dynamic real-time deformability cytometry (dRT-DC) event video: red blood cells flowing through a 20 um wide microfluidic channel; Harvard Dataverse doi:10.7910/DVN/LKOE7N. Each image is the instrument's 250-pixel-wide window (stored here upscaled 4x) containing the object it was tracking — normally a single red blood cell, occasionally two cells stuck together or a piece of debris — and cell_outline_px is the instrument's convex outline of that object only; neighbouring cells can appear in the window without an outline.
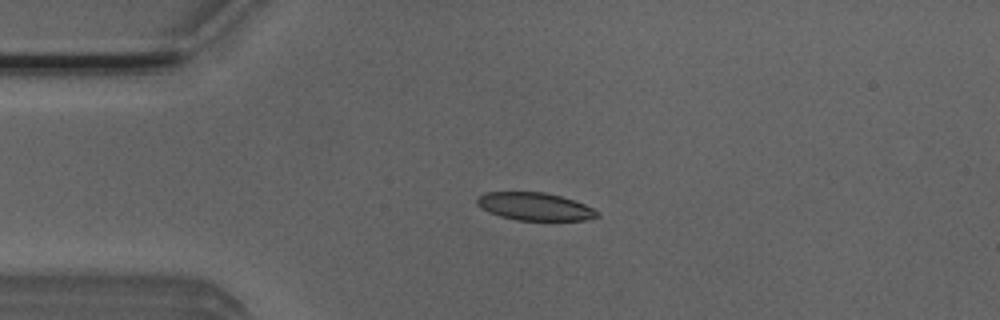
{"species": "Egyptian fruit bat (a non-hibernating species)", "species_latin": "Rousettus aegyptiacus", "temperature_condition": "room temperature", "stored_images_in_passage": 8, "camera_frame_rate_fps": 3000, "um_per_image_px": 0.085, "animal": {"sex": "male"}, "frame": {"image": 1, "passage_image": 1, "time_ms": 0.0, "image_size_px": [1000, 320], "cell_outline_px": [[600, 216], [584, 220], [516, 220], [500, 216], [488, 212], [476, 204], [476, 196], [484, 192], [544, 192], [560, 196], [584, 204], [600, 212]], "centroid_in_image_um": [45.42, 17.55], "position_along_channel_um": 39.6, "area_um2": 19.48}}
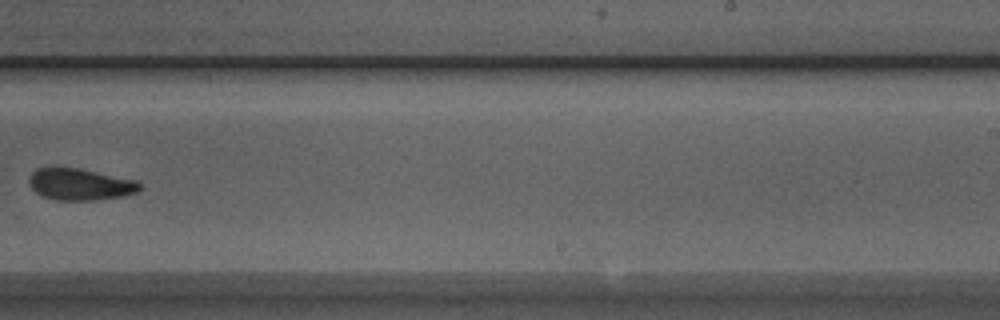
{"frame": {"image": 2, "passage_image": 7, "time_ms": 2.0, "image_size_px": [1000, 320], "cell_outline_px": [[140, 188], [136, 192], [124, 196], [100, 200], [56, 200], [44, 196], [36, 192], [32, 188], [28, 180], [28, 176], [36, 168], [48, 164], [52, 164], [76, 168], [136, 180], [140, 184]], "centroid_in_image_um": [6.73, 15.63], "position_along_channel_um": 282.3, "area_um2": 20.87}}
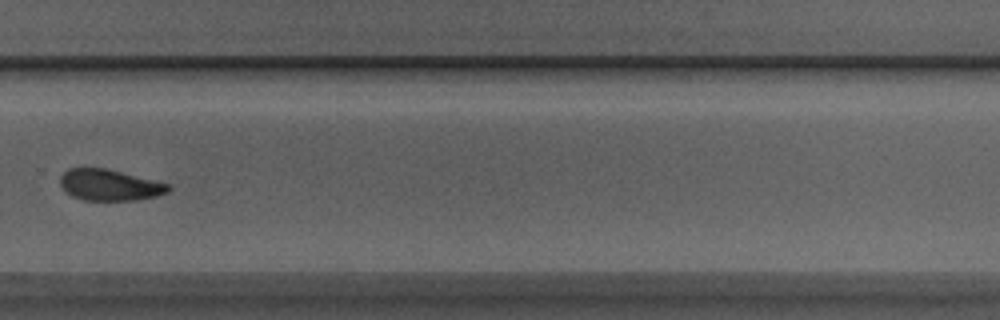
{"frame": {"image": 3, "passage_image": 8, "time_ms": 2.333, "image_size_px": [1000, 320], "cell_outline_px": [[172, 188], [168, 192], [156, 196], [132, 200], [84, 200], [72, 196], [64, 192], [60, 184], [60, 176], [68, 168], [104, 168], [168, 184]], "centroid_in_image_um": [9.26, 15.73], "position_along_channel_um": 320.5, "area_um2": 19.42}}